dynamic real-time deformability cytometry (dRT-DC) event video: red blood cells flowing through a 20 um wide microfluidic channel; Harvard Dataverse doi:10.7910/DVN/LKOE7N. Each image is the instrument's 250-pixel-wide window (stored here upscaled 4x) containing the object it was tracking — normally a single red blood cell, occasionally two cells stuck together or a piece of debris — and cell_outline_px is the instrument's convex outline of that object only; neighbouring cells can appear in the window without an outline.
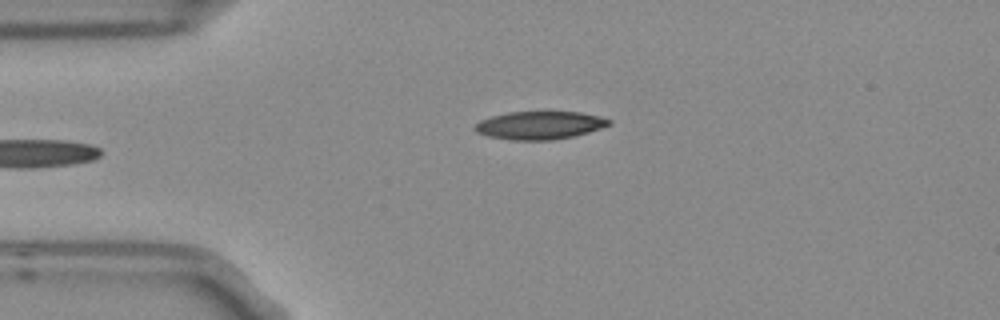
{"species": "Egyptian fruit bat (a non-hibernating species)", "species_latin": "Rousettus aegyptiacus", "temperature_condition": "room temperature", "stored_images_in_passage": 4, "camera_frame_rate_fps": 3000, "um_per_image_px": 0.085, "frame": {"image": 1, "passage_image": 4, "time_ms": 1.0, "image_size_px": [1000, 320], "cell_outline_px": [[612, 124], [588, 132], [572, 136], [552, 140], [512, 140], [488, 136], [476, 132], [472, 128], [480, 120], [492, 116], [508, 112], [580, 112], [612, 120]], "centroid_in_image_um": [45.84, 10.65], "position_along_channel_um": 39.2, "area_um2": 21.73}}